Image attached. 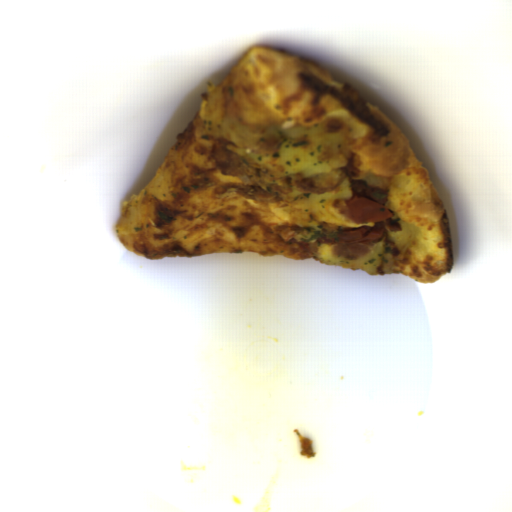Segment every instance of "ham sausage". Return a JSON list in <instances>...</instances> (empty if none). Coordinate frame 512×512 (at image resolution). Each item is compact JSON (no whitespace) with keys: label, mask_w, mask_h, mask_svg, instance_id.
Masks as SVG:
<instances>
[{"label":"ham sausage","mask_w":512,"mask_h":512,"mask_svg":"<svg viewBox=\"0 0 512 512\" xmlns=\"http://www.w3.org/2000/svg\"><path fill=\"white\" fill-rule=\"evenodd\" d=\"M372 241H340L335 252L343 259H358L368 254L373 247Z\"/></svg>","instance_id":"obj_1"}]
</instances>
